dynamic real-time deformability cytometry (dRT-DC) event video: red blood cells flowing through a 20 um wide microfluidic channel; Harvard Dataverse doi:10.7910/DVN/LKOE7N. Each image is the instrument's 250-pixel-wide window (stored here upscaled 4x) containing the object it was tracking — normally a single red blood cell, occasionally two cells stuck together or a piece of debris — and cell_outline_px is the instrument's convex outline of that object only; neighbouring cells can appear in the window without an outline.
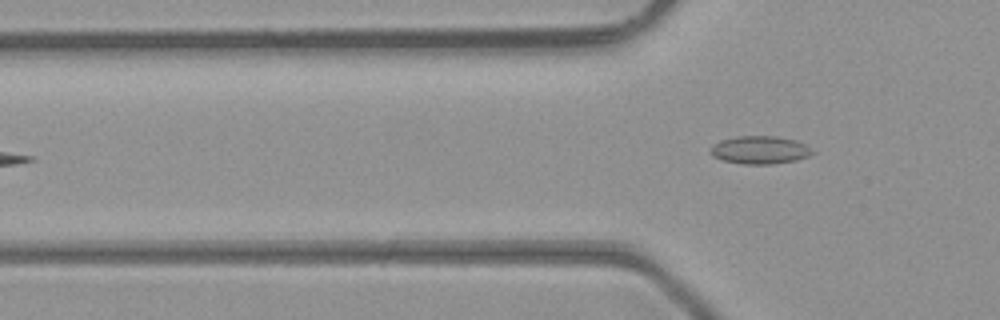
{"species": "common noctule bat (a hibernating species)", "species_latin": "Nyctalus noctula", "temperature_condition": "room temperature", "stored_images_in_passage": 4, "camera_frame_rate_fps": 3000, "um_per_image_px": 0.085, "animal": {"sex": "male", "body_mass_g": 23.1, "forearm_length_mm": 52.7}, "frame": {"image": 1, "passage_image": 4, "time_ms": 1.0, "image_size_px": [1000, 320], "cell_outline_px": [[816, 152], [808, 156], [796, 160], [772, 164], [744, 164], [724, 160], [712, 156], [708, 152], [708, 148], [712, 144], [720, 140], [736, 136], [776, 136], [796, 140], [804, 144]], "centroid_in_image_um": [64.55, 12.74], "position_along_channel_um": 61.3, "area_um2": 16.76}}